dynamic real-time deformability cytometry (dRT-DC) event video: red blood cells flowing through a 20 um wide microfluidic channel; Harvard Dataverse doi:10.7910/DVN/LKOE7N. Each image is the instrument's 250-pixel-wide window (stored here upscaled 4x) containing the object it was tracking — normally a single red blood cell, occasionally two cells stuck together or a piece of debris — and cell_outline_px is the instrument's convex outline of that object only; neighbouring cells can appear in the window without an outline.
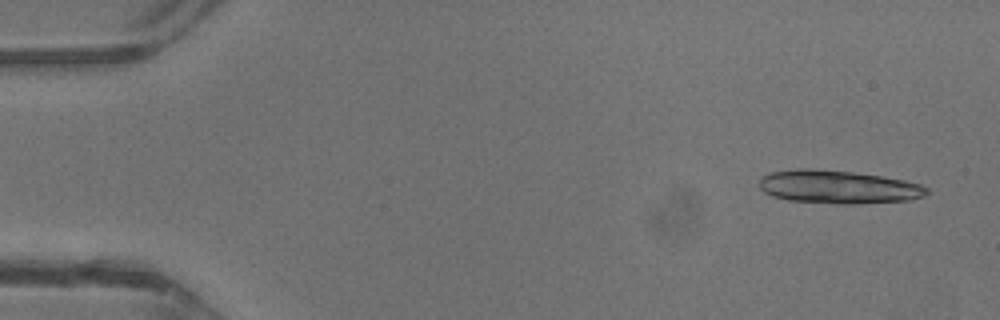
{"species": "common noctule bat (a hibernating species)", "species_latin": "Nyctalus noctula", "temperature_condition": "warm", "stored_images_in_passage": 23, "camera_frame_rate_fps": 3000, "um_per_image_px": 0.085, "animal": {"sex": "male", "body_mass_g": 13.3}, "frame": {"image": 1, "passage_image": 2, "time_ms": 0.333, "image_size_px": [1000, 320], "cell_outline_px": [[932, 192], [924, 196], [908, 200], [856, 204], [836, 204], [788, 200], [772, 196], [764, 192], [760, 188], [760, 176], [772, 172], [796, 168], [816, 168], [852, 172], [880, 176], [904, 180], [920, 184], [928, 188]], "centroid_in_image_um": [71.24, 15.89], "position_along_channel_um": 13.8, "area_um2": 32.71}}
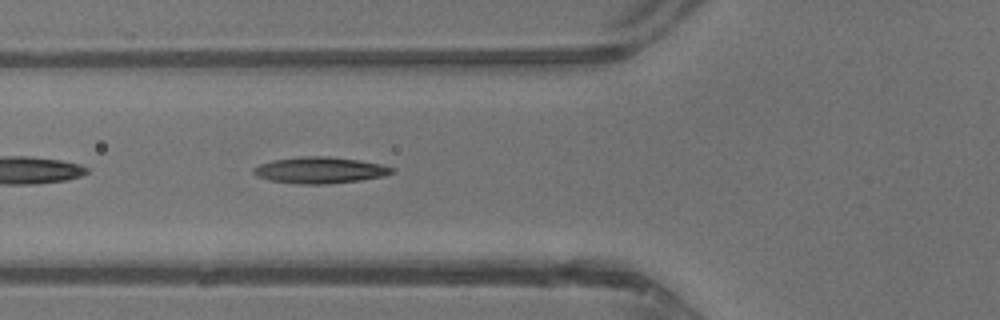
{"frame": {"image": 2, "passage_image": 16, "time_ms": 5.0, "image_size_px": [1000, 320], "cell_outline_px": [[396, 172], [384, 176], [360, 180], [324, 184], [296, 184], [272, 180], [256, 176], [252, 172], [252, 168], [260, 164], [272, 160], [300, 156], [328, 156], [360, 160], [380, 164], [396, 168]], "centroid_in_image_um": [27.21, 14.46], "position_along_channel_um": 98.6, "area_um2": 21.39}}